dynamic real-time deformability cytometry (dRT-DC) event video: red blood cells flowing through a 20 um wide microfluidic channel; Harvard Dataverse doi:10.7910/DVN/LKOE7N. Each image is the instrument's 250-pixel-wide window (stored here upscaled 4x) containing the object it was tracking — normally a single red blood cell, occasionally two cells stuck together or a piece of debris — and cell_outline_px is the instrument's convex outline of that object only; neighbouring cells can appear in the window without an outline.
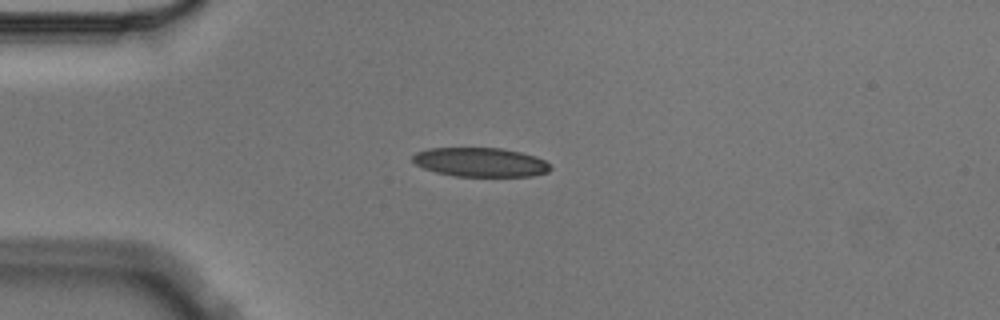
{"species": "Egyptian fruit bat (a non-hibernating species)", "species_latin": "Rousettus aegyptiacus", "temperature_condition": "cold", "stored_images_in_passage": 4, "camera_frame_rate_fps": 3000, "um_per_image_px": 0.085, "animal": {"sex": "male"}, "frame": {"image": 1, "passage_image": 4, "time_ms": 1.0, "image_size_px": [1000, 320], "cell_outline_px": [[552, 168], [548, 172], [532, 176], [452, 176], [436, 172], [424, 168], [416, 164], [412, 160], [412, 156], [416, 152], [428, 148], [500, 148], [520, 152], [536, 156], [552, 164]], "centroid_in_image_um": [40.85, 13.79], "position_along_channel_um": 44.1, "area_um2": 23.47}}